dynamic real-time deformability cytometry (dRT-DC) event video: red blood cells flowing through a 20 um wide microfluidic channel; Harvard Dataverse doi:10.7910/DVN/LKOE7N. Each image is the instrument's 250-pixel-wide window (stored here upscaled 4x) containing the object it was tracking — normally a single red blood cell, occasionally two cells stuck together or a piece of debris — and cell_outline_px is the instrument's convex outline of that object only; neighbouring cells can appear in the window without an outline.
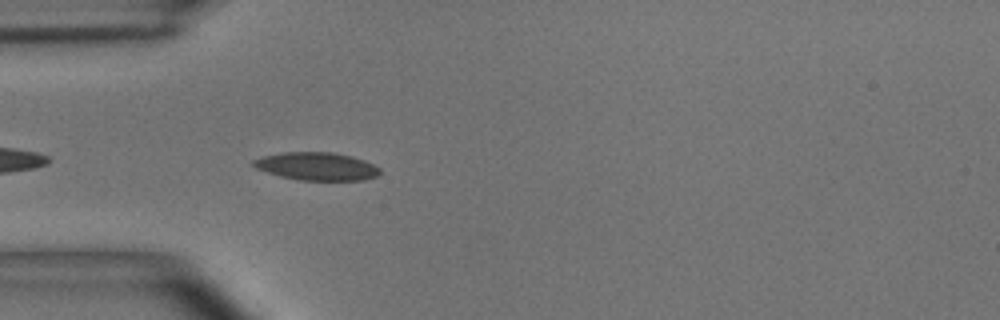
{"species": "common noctule bat (a hibernating species)", "species_latin": "Nyctalus noctula", "temperature_condition": "room temperature", "stored_images_in_passage": 6, "camera_frame_rate_fps": 3000, "um_per_image_px": 0.085, "animal": {"sex": "male", "body_mass_g": 15.6}, "frame": {"image": 1, "passage_image": 3, "time_ms": 0.667, "image_size_px": [1000, 320], "cell_outline_px": [[380, 172], [376, 176], [364, 180], [300, 180], [280, 176], [256, 168], [252, 164], [252, 160], [264, 156], [280, 152], [332, 152], [352, 156], [364, 160], [380, 168]], "centroid_in_image_um": [26.92, 14.13], "position_along_channel_um": 58.1, "area_um2": 20.52}}